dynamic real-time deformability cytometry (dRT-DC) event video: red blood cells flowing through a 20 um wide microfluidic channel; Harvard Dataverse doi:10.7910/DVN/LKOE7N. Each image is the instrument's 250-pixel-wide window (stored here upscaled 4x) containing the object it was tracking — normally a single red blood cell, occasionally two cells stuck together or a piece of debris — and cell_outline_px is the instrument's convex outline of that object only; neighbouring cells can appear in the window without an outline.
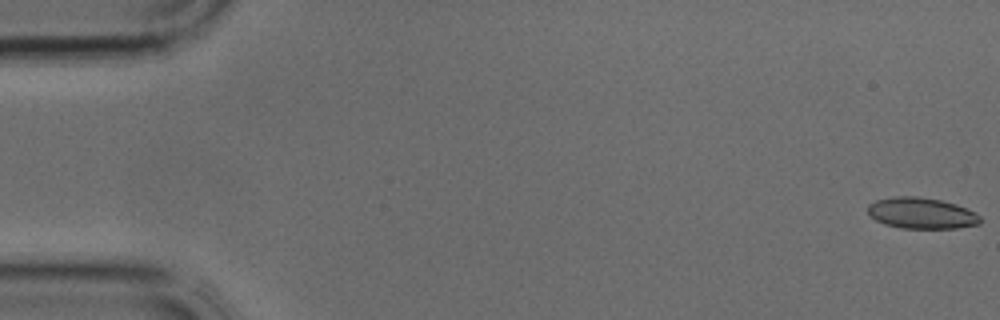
{"species": "common noctule bat (a hibernating species)", "species_latin": "Nyctalus noctula", "temperature_condition": "cold", "stored_images_in_passage": 40, "camera_frame_rate_fps": 3000, "um_per_image_px": 0.085, "animal": {"sex": "male", "body_mass_g": 17.9, "forearm_length_mm": 54.2}, "frame": {"image": 1, "passage_image": 1, "time_ms": 0.0, "image_size_px": [1000, 320], "cell_outline_px": [[980, 224], [956, 228], [900, 228], [884, 224], [876, 220], [868, 212], [868, 204], [876, 200], [896, 196], [916, 196], [940, 200], [956, 204], [980, 216]], "centroid_in_image_um": [78.3, 18.12], "position_along_channel_um": 6.7, "area_um2": 20.17}}
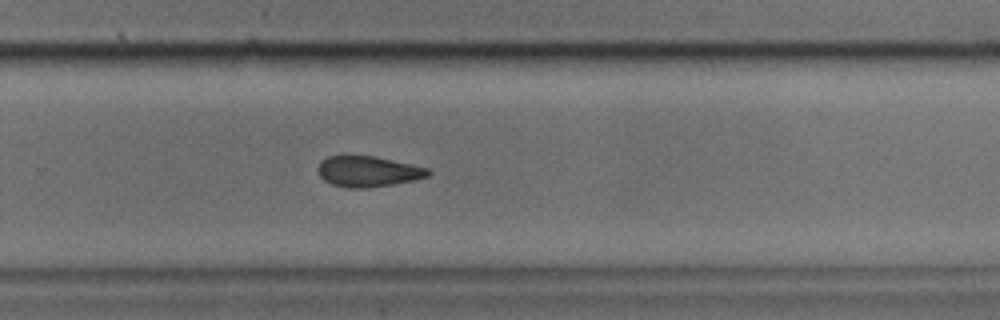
{"frame": {"image": 2, "passage_image": 26, "time_ms": 8.333, "image_size_px": [1000, 320], "cell_outline_px": [[432, 172], [428, 176], [412, 180], [392, 184], [368, 188], [348, 188], [332, 184], [324, 180], [320, 176], [316, 168], [320, 160], [328, 156], [372, 156], [428, 168]], "centroid_in_image_um": [31.23, 14.58], "position_along_channel_um": 298.6, "area_um2": 19.54}}
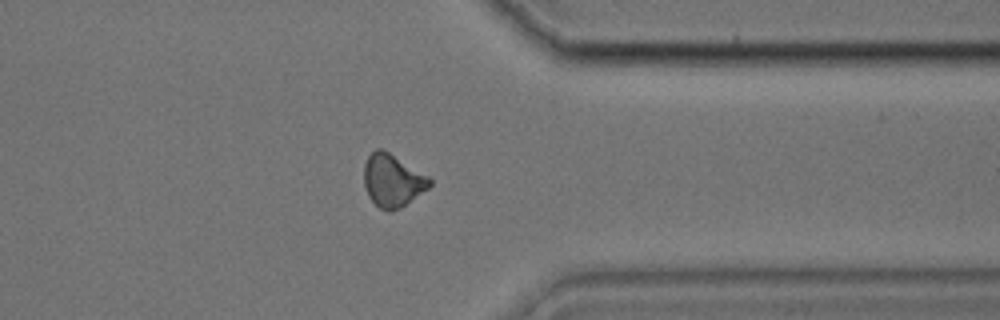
{"frame": {"image": 3, "passage_image": 31, "time_ms": 10.0, "image_size_px": [1000, 320], "cell_outline_px": [[432, 184], [428, 188], [400, 208], [392, 212], [388, 212], [380, 208], [368, 196], [364, 188], [364, 164], [368, 156], [376, 148], [380, 148], [388, 152], [428, 176], [432, 180]], "centroid_in_image_um": [33.34, 15.36], "position_along_channel_um": 378.1, "area_um2": 20.0}}